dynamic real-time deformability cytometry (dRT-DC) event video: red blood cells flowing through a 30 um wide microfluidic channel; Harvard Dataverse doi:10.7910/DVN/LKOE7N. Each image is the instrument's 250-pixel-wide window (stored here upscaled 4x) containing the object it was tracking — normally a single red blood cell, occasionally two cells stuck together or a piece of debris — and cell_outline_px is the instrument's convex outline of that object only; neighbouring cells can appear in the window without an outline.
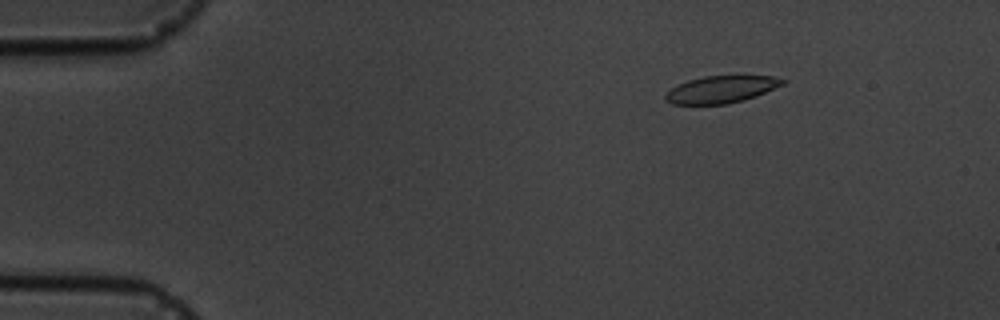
{"species": "common noctule bat (a hibernating species)", "species_latin": "Nyctalus noctula", "temperature_condition": "cold", "stored_images_in_passage": 4, "camera_frame_rate_fps": 3000, "um_per_image_px": 0.085, "animal": {"sex": "male", "body_mass_g": 19.5, "forearm_length_mm": 54.6}, "frame": {"image": 1, "passage_image": 1, "time_ms": 0.0, "image_size_px": [1000, 320], "cell_outline_px": [[788, 80], [784, 84], [756, 96], [744, 100], [728, 104], [672, 104], [664, 100], [664, 96], [672, 88], [688, 80], [704, 76], [772, 76]], "centroid_in_image_um": [61.32, 7.6], "position_along_channel_um": 23.7, "area_um2": 18.44}}
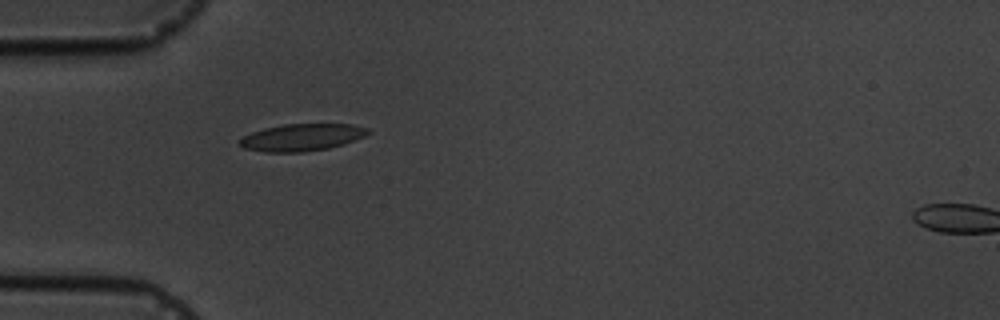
{"frame": {"image": 2, "passage_image": 3, "time_ms": 3.0, "image_size_px": [1000, 320], "cell_outline_px": [[372, 132], [364, 136], [344, 144], [328, 148], [304, 152], [264, 152], [244, 148], [240, 144], [240, 140], [244, 136], [252, 132], [264, 128], [284, 124], [352, 124], [368, 128]], "centroid_in_image_um": [25.68, 11.67], "position_along_channel_um": 59.3, "area_um2": 20.23}}